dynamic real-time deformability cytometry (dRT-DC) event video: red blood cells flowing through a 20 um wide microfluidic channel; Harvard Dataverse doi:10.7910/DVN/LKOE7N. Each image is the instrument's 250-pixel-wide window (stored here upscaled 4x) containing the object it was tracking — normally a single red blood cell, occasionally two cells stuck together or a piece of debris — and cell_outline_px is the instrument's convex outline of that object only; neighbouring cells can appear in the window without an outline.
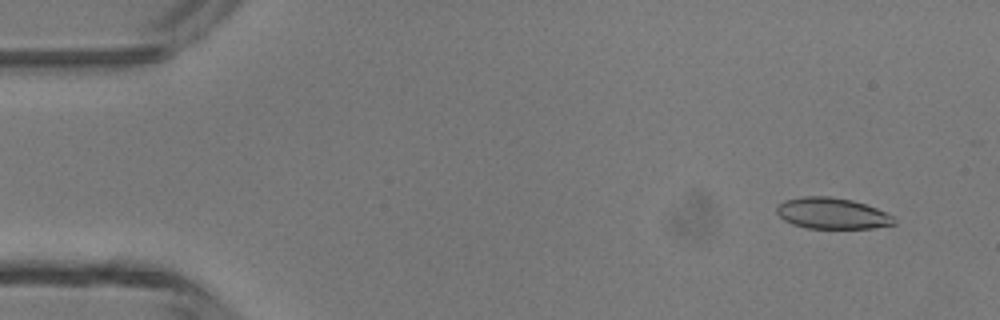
{"species": "common noctule bat (a hibernating species)", "species_latin": "Nyctalus noctula", "temperature_condition": "room temperature", "stored_images_in_passage": 41, "camera_frame_rate_fps": 3000, "um_per_image_px": 0.085, "animal": {"sex": "male", "body_mass_g": 13.3}, "frame": {"image": 1, "passage_image": 3, "time_ms": 0.667, "image_size_px": [1000, 320], "cell_outline_px": [[896, 224], [872, 228], [808, 228], [792, 224], [784, 220], [776, 212], [776, 204], [784, 200], [800, 196], [828, 196], [852, 200], [876, 208], [892, 216]], "centroid_in_image_um": [70.67, 18.13], "position_along_channel_um": 14.3, "area_um2": 21.27}}
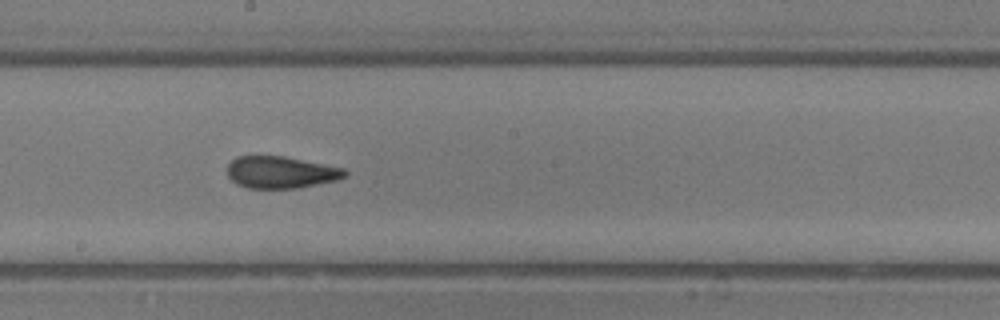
{"frame": {"image": 2, "passage_image": 25, "time_ms": 8.0, "image_size_px": [1000, 320], "cell_outline_px": [[348, 176], [336, 180], [296, 188], [248, 188], [236, 184], [228, 176], [228, 164], [236, 156], [284, 156], [344, 168], [348, 172]], "centroid_in_image_um": [23.87, 14.64], "position_along_channel_um": 224.3, "area_um2": 21.85}}
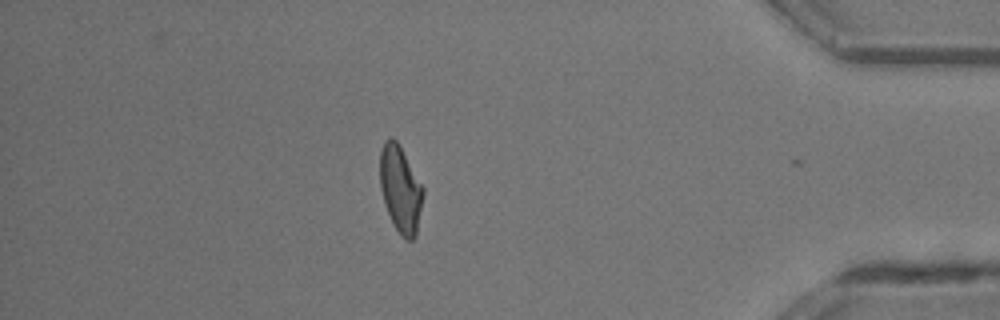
{"frame": {"image": 3, "passage_image": 40, "time_ms": 13.0, "image_size_px": [1000, 320], "cell_outline_px": [[424, 192], [416, 236], [412, 240], [408, 240], [400, 236], [388, 212], [380, 188], [380, 152], [384, 140], [388, 136], [392, 136], [396, 140], [424, 188]], "centroid_in_image_um": [34.03, 16.06], "position_along_channel_um": 401.2, "area_um2": 21.62}, "authors_computed_cell_mechanics": {"area_um2": 22.3108, "velocity_mm_per_s": 4.4064, "shape_relaxation_time_tau1_ms": 6.0531, "shape_relaxation_time_tau2_ms": 1.4811, "deformation_change_tau1": 0.1777, "deformation_change_tau2": 0.0863}}